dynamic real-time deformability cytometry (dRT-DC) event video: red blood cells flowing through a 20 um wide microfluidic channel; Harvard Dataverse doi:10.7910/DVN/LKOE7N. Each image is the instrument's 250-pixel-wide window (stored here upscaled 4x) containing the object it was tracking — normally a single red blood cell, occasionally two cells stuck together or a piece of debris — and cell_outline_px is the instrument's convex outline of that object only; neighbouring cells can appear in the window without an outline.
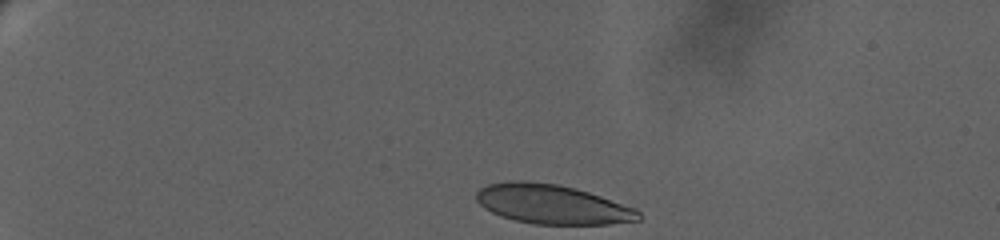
{"species": "human", "species_latin": "Homo sapiens", "temperature_condition": "warm", "stored_images_in_passage": 56, "camera_frame_rate_fps": 3000, "um_per_image_px": 0.085, "donor": {"sex": "female"}, "frame": {"image": 1, "passage_image": 1, "time_ms": 0.0, "image_size_px": [1000, 240], "cell_outline_px": [[640, 220], [608, 224], [532, 224], [500, 216], [484, 208], [476, 200], [476, 192], [480, 188], [488, 184], [508, 180], [524, 180], [556, 184], [576, 188], [636, 208], [640, 212]], "centroid_in_image_um": [46.91, 17.35], "position_along_channel_um": 38.1, "area_um2": 37.28}}
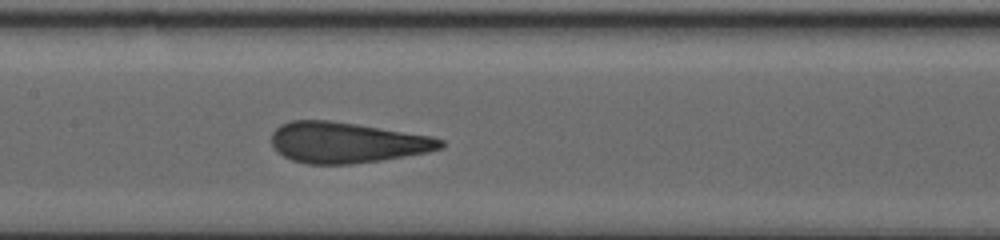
{"frame": {"image": 2, "passage_image": 32, "time_ms": 7.667, "image_size_px": [1000, 240], "cell_outline_px": [[444, 148], [428, 152], [380, 160], [352, 164], [308, 164], [292, 160], [276, 152], [272, 148], [272, 132], [280, 124], [292, 120], [328, 120], [356, 124], [432, 136], [444, 140]], "centroid_in_image_um": [29.45, 12.12], "position_along_channel_um": 177.9, "area_um2": 40.23}}
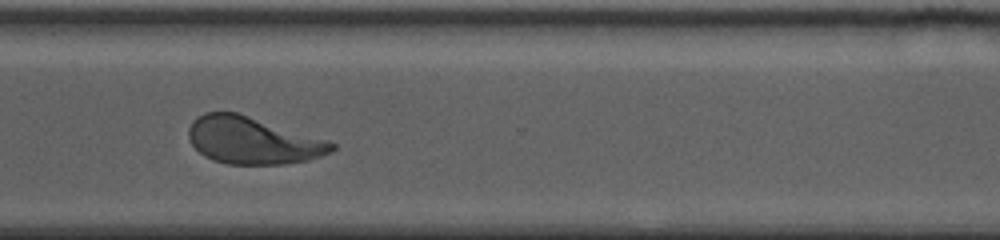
{"frame": {"image": 3, "passage_image": 55, "time_ms": 13.333, "image_size_px": [1000, 240], "cell_outline_px": [[336, 148], [332, 152], [308, 160], [284, 164], [228, 164], [212, 160], [204, 156], [192, 144], [188, 136], [188, 128], [192, 120], [204, 112], [236, 112], [328, 140], [336, 144]], "centroid_in_image_um": [21.47, 11.94], "position_along_channel_um": 349.1, "area_um2": 39.25}}